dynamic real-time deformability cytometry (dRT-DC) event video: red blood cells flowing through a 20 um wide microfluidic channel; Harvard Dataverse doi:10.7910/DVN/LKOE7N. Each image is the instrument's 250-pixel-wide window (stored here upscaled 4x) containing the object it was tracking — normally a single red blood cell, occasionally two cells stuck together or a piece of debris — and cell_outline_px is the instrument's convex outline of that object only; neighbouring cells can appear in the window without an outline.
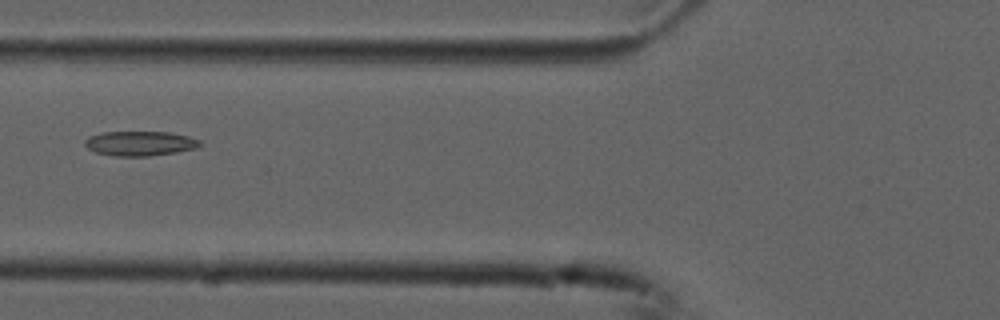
{"species": "common noctule bat (a hibernating species)", "species_latin": "Nyctalus noctula", "temperature_condition": "cold", "stored_images_in_passage": 5, "camera_frame_rate_fps": 3000, "um_per_image_px": 0.085, "animal": {"sex": "male", "forearm_length_mm": 52.5}, "frame": {"image": 1, "passage_image": 4, "time_ms": 1.0, "image_size_px": [1000, 320], "cell_outline_px": [[204, 144], [200, 148], [176, 152], [148, 156], [116, 156], [96, 152], [88, 148], [84, 144], [84, 140], [88, 136], [104, 132], [168, 132], [188, 136], [200, 140]], "centroid_in_image_um": [11.94, 12.19], "position_along_channel_um": 113.9, "area_um2": 16.65}}
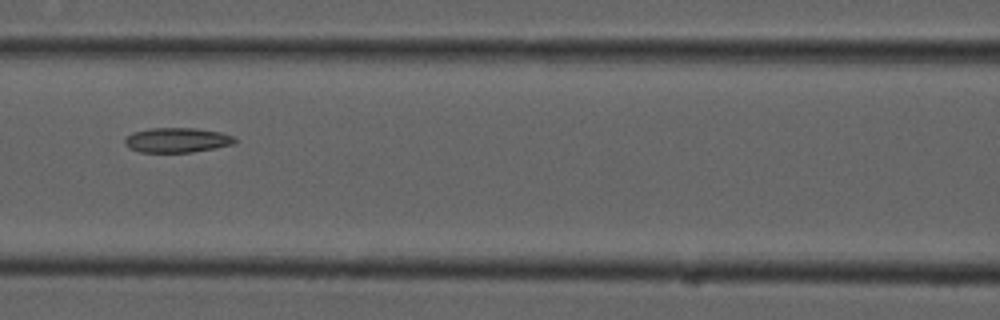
{"frame": {"image": 2, "passage_image": 5, "time_ms": 1.333, "image_size_px": [1000, 320], "cell_outline_px": [[240, 140], [232, 144], [192, 152], [140, 152], [128, 148], [124, 144], [124, 140], [132, 132], [152, 128], [196, 128], [220, 132], [232, 136]], "centroid_in_image_um": [15.03, 11.9], "position_along_channel_um": 151.6, "area_um2": 15.84}}